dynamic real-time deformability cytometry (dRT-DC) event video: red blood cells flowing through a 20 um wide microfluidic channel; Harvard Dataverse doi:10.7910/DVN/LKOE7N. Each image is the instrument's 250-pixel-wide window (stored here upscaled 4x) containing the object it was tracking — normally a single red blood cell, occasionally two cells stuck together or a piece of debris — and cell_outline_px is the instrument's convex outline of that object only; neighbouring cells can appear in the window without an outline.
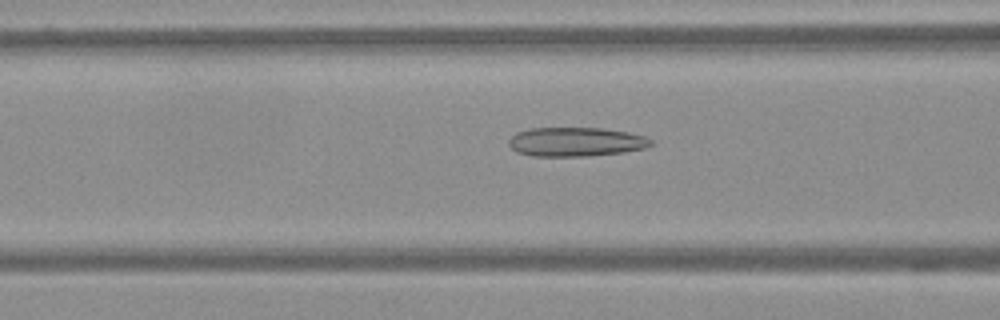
{"species": "Egyptian fruit bat (a non-hibernating species)", "species_latin": "Rousettus aegyptiacus", "temperature_condition": "warm", "stored_images_in_passage": 20, "camera_frame_rate_fps": 3000, "um_per_image_px": 0.085, "frame": {"image": 1, "passage_image": 17, "time_ms": 5.333, "image_size_px": [1000, 320], "cell_outline_px": [[652, 144], [644, 148], [624, 152], [588, 156], [532, 156], [516, 152], [508, 144], [508, 140], [516, 132], [532, 128], [600, 128], [628, 132], [644, 136], [652, 140]], "centroid_in_image_um": [48.92, 12.06], "position_along_channel_um": 117.7, "area_um2": 24.1}}